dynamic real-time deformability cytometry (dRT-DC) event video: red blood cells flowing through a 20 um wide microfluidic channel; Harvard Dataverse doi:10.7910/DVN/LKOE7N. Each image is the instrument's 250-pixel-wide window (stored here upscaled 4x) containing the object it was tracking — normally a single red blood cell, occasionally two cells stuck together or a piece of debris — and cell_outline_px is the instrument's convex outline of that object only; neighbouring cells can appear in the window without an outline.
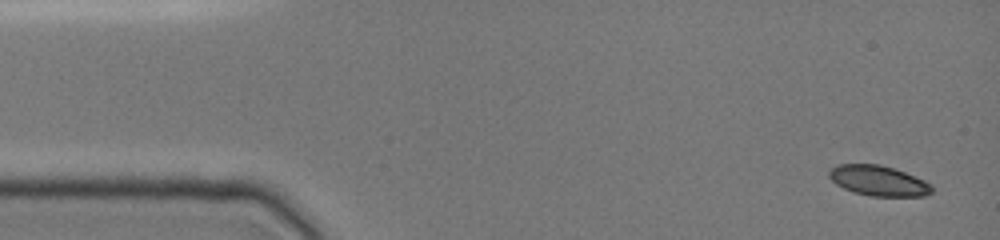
{"species": "common noctule bat (a hibernating species)", "species_latin": "Nyctalus noctula", "temperature_condition": "cold", "stored_images_in_passage": 30, "camera_frame_rate_fps": 3000, "um_per_image_px": 0.085, "animal": {"sex": "female", "body_mass_g": 19.0, "forearm_length_mm": 51.5}, "frame": {"image": 1, "passage_image": 1, "time_ms": 0.0, "image_size_px": [1000, 240], "cell_outline_px": [[932, 192], [924, 196], [868, 196], [852, 192], [836, 184], [828, 176], [828, 172], [832, 168], [840, 164], [876, 164], [892, 168], [904, 172], [924, 180], [932, 184]], "centroid_in_image_um": [74.66, 15.37], "position_along_channel_um": 10.3, "area_um2": 18.03}}
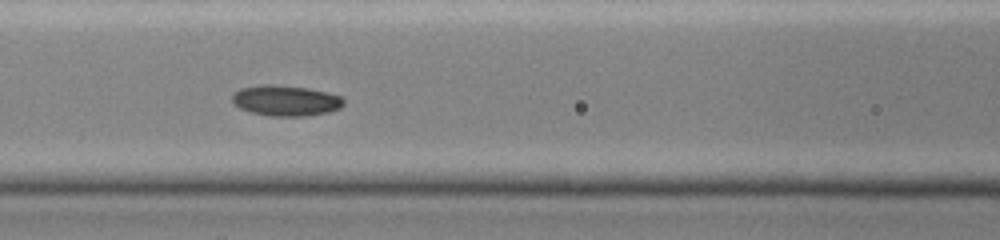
{"frame": {"image": 2, "passage_image": 13, "time_ms": 6.0, "image_size_px": [1000, 240], "cell_outline_px": [[344, 104], [340, 108], [328, 112], [308, 116], [272, 116], [252, 112], [240, 108], [232, 100], [232, 96], [240, 88], [264, 84], [276, 84], [308, 88], [340, 96], [344, 100]], "centroid_in_image_um": [24.3, 8.55], "position_along_channel_um": 142.3, "area_um2": 19.77}}
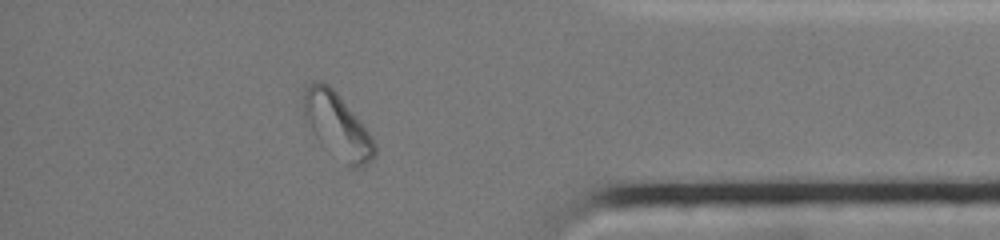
{"frame": {"image": 3, "passage_image": 26, "time_ms": 13.0, "image_size_px": [1000, 240], "cell_outline_px": [[376, 156], [372, 160], [360, 168], [352, 168], [344, 164], [324, 148], [320, 144], [312, 128], [304, 100], [304, 96], [308, 88], [312, 84], [328, 84], [336, 92], [368, 132], [376, 144]], "centroid_in_image_um": [28.77, 10.81], "position_along_channel_um": 406.4, "area_um2": 25.49}}